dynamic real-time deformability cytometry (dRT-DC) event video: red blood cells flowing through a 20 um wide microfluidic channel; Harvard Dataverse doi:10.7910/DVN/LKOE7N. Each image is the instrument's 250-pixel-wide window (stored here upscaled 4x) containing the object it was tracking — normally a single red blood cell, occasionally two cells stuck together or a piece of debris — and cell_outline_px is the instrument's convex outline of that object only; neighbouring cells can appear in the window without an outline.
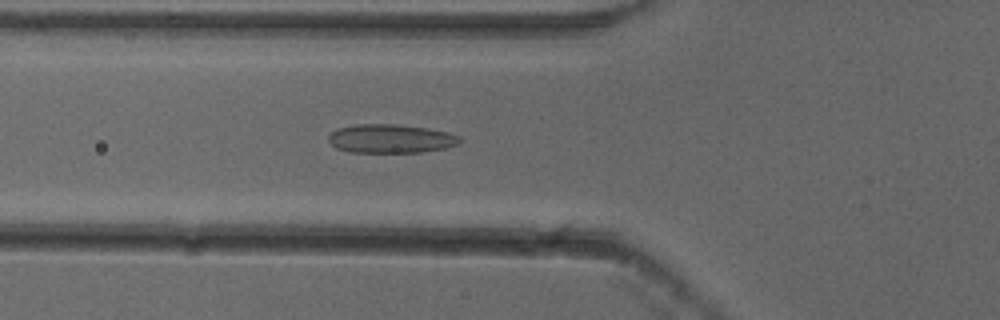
{"species": "common noctule bat (a hibernating species)", "species_latin": "Nyctalus noctula", "temperature_condition": "cold", "stored_images_in_passage": 53, "camera_frame_rate_fps": 3000, "um_per_image_px": 0.085, "animal": {"sex": "female"}, "frame": {"image": 1, "passage_image": 19, "time_ms": 6.0, "image_size_px": [1000, 320], "cell_outline_px": [[460, 144], [444, 148], [420, 152], [352, 152], [336, 148], [328, 140], [328, 136], [332, 132], [340, 128], [356, 124], [396, 124], [428, 128], [448, 132], [460, 136]], "centroid_in_image_um": [33.23, 11.78], "position_along_channel_um": 92.6, "area_um2": 21.91}}
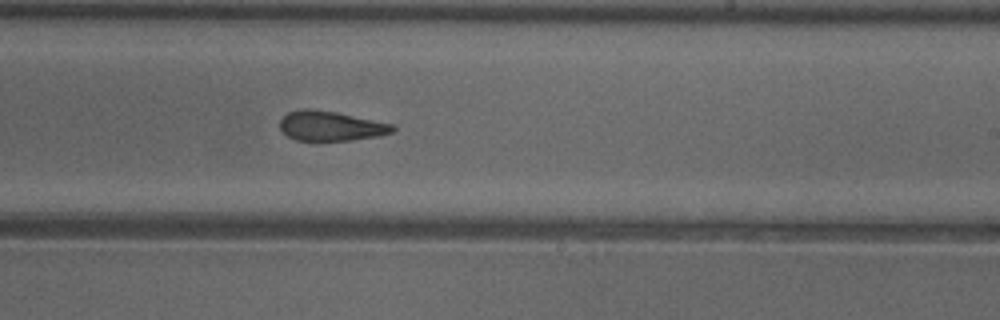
{"frame": {"image": 2, "passage_image": 32, "time_ms": 10.333, "image_size_px": [1000, 320], "cell_outline_px": [[396, 128], [392, 132], [376, 136], [348, 140], [296, 140], [288, 136], [280, 128], [280, 120], [288, 112], [300, 108], [308, 108], [336, 112], [396, 124]], "centroid_in_image_um": [28.12, 10.69], "position_along_channel_um": 260.9, "area_um2": 19.48}}
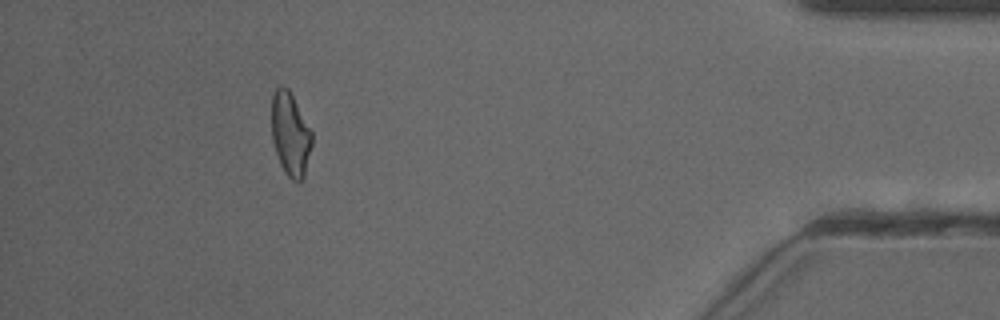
{"frame": {"image": 3, "passage_image": 48, "time_ms": 15.667, "image_size_px": [1000, 320], "cell_outline_px": [[312, 144], [304, 176], [300, 180], [292, 180], [284, 172], [280, 164], [272, 140], [272, 92], [280, 84], [284, 84], [288, 88], [312, 132]], "centroid_in_image_um": [24.66, 11.37], "position_along_channel_um": 410.5, "area_um2": 19.54}, "authors_computed_cell_mechanics": {"area_um2": 20.519, "velocity_mm_per_s": 3.8782, "shape_relaxation_time_tau1_ms": null, "shape_relaxation_time_tau2_ms": 2.1953, "deformation_change_tau1": null, "deformation_change_tau2": 0.116}}